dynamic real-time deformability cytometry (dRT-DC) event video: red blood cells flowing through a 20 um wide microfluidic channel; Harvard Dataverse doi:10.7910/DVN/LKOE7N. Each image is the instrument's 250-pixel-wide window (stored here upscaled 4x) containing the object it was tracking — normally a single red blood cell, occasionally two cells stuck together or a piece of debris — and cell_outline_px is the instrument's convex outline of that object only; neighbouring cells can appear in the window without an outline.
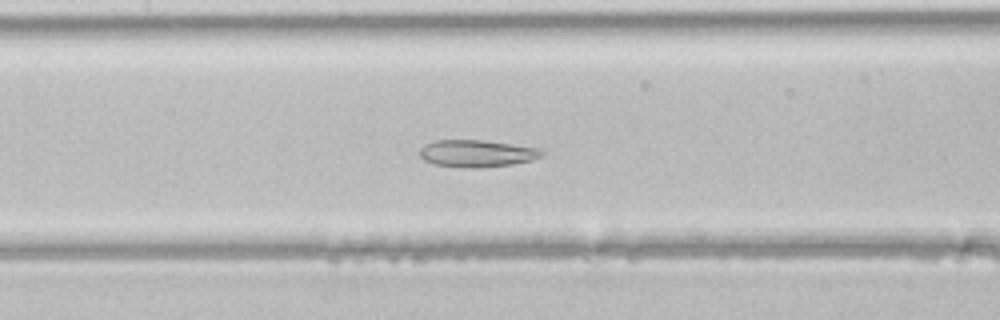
{"species": "common noctule bat (a hibernating species)", "species_latin": "Nyctalus noctula", "temperature_condition": "room temperature", "stored_images_in_passage": 45, "segment_of_instrument_passage": [1, 2], "camera_frame_rate_fps": 3000, "um_per_image_px": 0.085, "animal": {"sex": "male", "body_mass_g": 21.5, "forearm_length_mm": 52.0}, "frame": {"image": 1, "passage_image": 20, "time_ms": 6.333, "image_size_px": [1000, 320], "cell_outline_px": [[544, 156], [532, 160], [512, 164], [484, 168], [472, 168], [436, 164], [424, 160], [420, 156], [420, 148], [436, 140], [484, 140], [540, 148], [544, 152]], "centroid_in_image_um": [40.59, 13.04], "position_along_channel_um": 166.8, "area_um2": 19.25}}
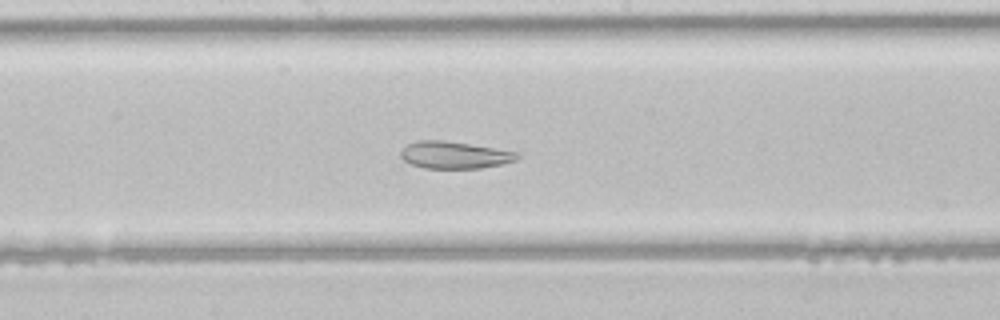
{"frame": {"image": 2, "passage_image": 23, "time_ms": 7.333, "image_size_px": [1000, 320], "cell_outline_px": [[520, 156], [516, 160], [500, 164], [480, 168], [424, 168], [412, 164], [404, 160], [400, 156], [400, 152], [408, 144], [416, 140], [444, 140], [520, 152]], "centroid_in_image_um": [38.64, 13.17], "position_along_channel_um": 209.6, "area_um2": 18.32}}
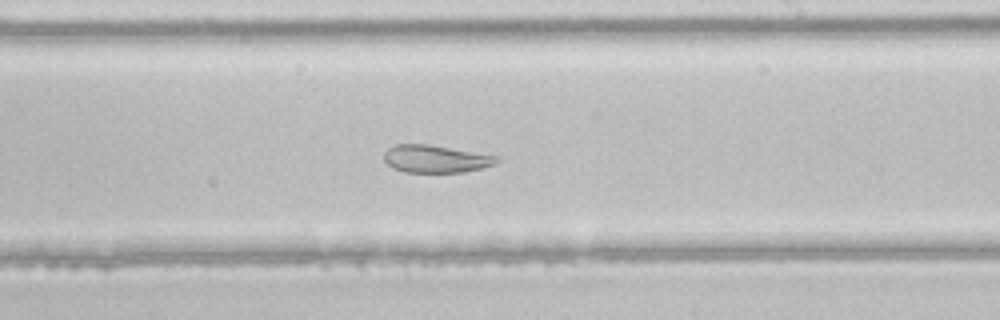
{"frame": {"image": 3, "passage_image": 26, "time_ms": 8.333, "image_size_px": [1000, 320], "cell_outline_px": [[500, 160], [496, 164], [464, 172], [404, 172], [392, 168], [384, 160], [384, 152], [392, 144], [428, 144], [500, 156]], "centroid_in_image_um": [37.03, 13.5], "position_along_channel_um": 252.0, "area_um2": 18.26}}